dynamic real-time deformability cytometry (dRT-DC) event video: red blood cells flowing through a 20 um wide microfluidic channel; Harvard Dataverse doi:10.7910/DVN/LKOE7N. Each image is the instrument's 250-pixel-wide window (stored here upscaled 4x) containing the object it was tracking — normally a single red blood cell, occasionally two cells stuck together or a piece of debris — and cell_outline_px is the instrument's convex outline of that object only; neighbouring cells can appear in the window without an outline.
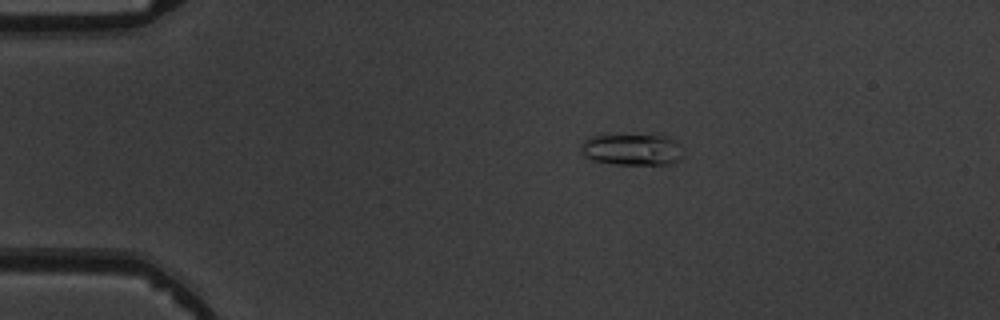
{"species": "common noctule bat (a hibernating species)", "species_latin": "Nyctalus noctula", "temperature_condition": "warm", "stored_images_in_passage": 4, "camera_frame_rate_fps": 3000, "um_per_image_px": 0.085, "animal": {"sex": "male", "body_mass_g": 19.5, "forearm_length_mm": 54.6}, "frame": {"image": 1, "passage_image": 2, "time_ms": 1.0, "image_size_px": [1000, 320], "cell_outline_px": [[680, 156], [676, 160], [668, 164], [612, 164], [592, 160], [584, 156], [580, 152], [580, 148], [584, 140], [588, 136], [656, 132], [672, 140], [676, 144]], "centroid_in_image_um": [53.61, 12.66], "position_along_channel_um": 31.4, "area_um2": 19.13}}